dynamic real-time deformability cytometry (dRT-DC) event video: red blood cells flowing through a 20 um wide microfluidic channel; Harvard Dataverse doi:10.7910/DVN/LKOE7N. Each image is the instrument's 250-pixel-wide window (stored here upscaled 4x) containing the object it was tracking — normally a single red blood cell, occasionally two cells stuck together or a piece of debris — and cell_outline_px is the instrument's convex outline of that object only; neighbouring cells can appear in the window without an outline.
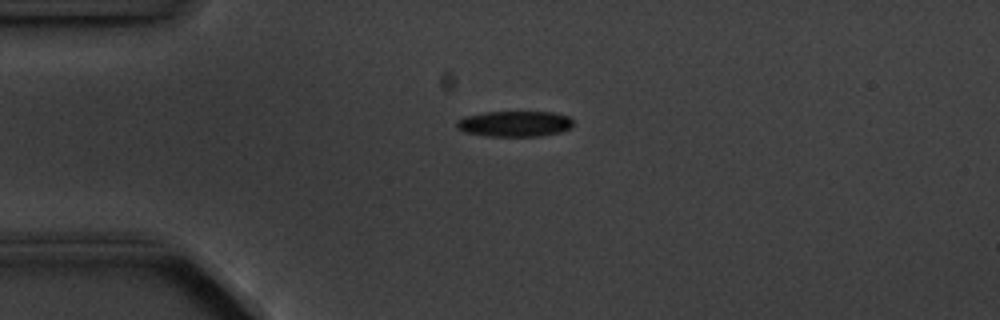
{"species": "common noctule bat (a hibernating species)", "species_latin": "Nyctalus noctula", "temperature_condition": "cold", "stored_images_in_passage": 5, "camera_frame_rate_fps": 3000, "um_per_image_px": 0.085, "animal": {"sex": "male", "body_mass_g": 20.1, "forearm_length_mm": 53.5}, "frame": {"image": 1, "passage_image": 1, "time_ms": 0.0, "image_size_px": [1000, 320], "cell_outline_px": [[572, 128], [560, 132], [540, 136], [484, 136], [464, 132], [456, 128], [456, 124], [464, 116], [484, 112], [552, 112], [568, 116], [572, 120]], "centroid_in_image_um": [43.74, 10.52], "position_along_channel_um": 41.3, "area_um2": 17.51}}
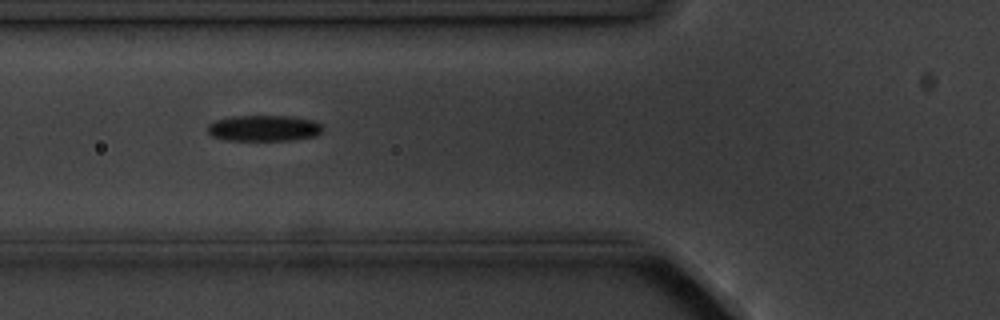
{"frame": {"image": 2, "passage_image": 3, "time_ms": 2.333, "image_size_px": [1000, 320], "cell_outline_px": [[324, 128], [316, 136], [288, 140], [228, 140], [212, 136], [208, 132], [208, 124], [216, 120], [232, 116], [292, 116], [312, 120], [320, 124]], "centroid_in_image_um": [22.43, 10.89], "position_along_channel_um": 103.4, "area_um2": 17.34}}